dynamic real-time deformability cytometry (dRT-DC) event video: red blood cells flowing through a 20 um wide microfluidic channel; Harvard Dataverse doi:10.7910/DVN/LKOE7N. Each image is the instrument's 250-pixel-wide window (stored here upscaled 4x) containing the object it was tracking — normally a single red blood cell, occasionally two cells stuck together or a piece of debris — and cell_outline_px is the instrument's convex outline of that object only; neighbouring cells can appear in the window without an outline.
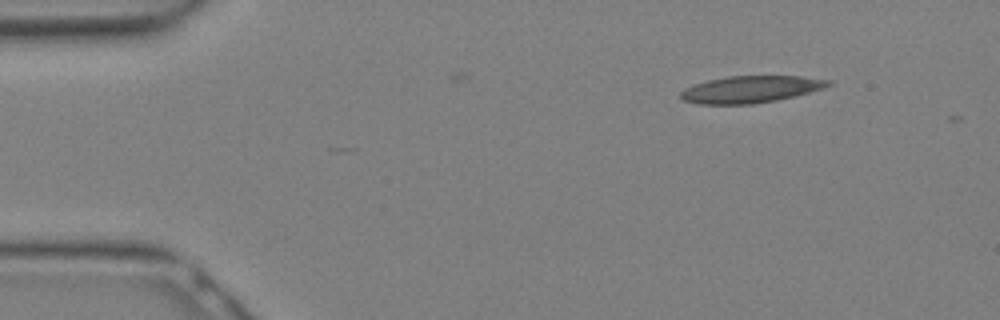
{"species": "Egyptian fruit bat (a non-hibernating species)", "species_latin": "Rousettus aegyptiacus", "temperature_condition": "warm", "stored_images_in_passage": 8, "camera_frame_rate_fps": 3000, "um_per_image_px": 0.085, "animal": {"sex": "female"}, "frame": {"image": 1, "passage_image": 1, "time_ms": 0.0, "image_size_px": [1000, 320], "cell_outline_px": [[832, 84], [824, 88], [776, 100], [752, 104], [700, 104], [684, 100], [680, 96], [680, 92], [684, 88], [708, 80], [728, 76], [800, 76], [832, 80]], "centroid_in_image_um": [63.81, 7.58], "position_along_channel_um": 21.2, "area_um2": 22.95}}
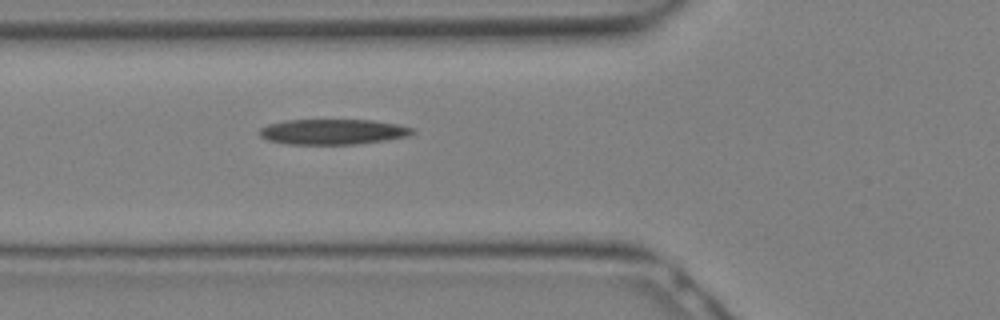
{"frame": {"image": 2, "passage_image": 8, "time_ms": 2.333, "image_size_px": [1000, 320], "cell_outline_px": [[416, 132], [408, 136], [388, 140], [360, 144], [292, 144], [268, 140], [260, 136], [260, 128], [268, 124], [284, 120], [372, 120], [400, 124], [412, 128]], "centroid_in_image_um": [28.34, 11.2], "position_along_channel_um": 97.5, "area_um2": 22.72}}